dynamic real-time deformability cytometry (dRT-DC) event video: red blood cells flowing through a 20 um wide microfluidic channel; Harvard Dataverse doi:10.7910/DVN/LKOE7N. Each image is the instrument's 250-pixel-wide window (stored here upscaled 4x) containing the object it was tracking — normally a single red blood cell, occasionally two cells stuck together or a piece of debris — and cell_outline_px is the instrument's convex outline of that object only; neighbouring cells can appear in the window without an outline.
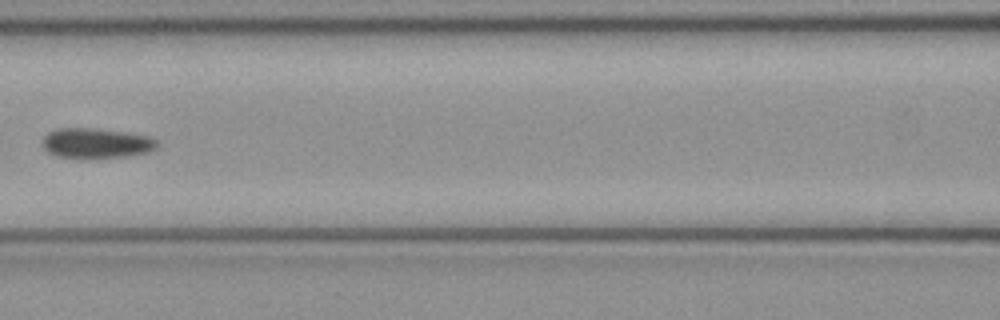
{"species": "common noctule bat (a hibernating species)", "species_latin": "Nyctalus noctula", "temperature_condition": "cold", "stored_images_in_passage": 7, "camera_frame_rate_fps": 3000, "um_per_image_px": 0.085, "animal": {"sex": "female", "body_mass_g": 21.9}, "frame": {"image": 1, "passage_image": 7, "time_ms": 2.0, "image_size_px": [1000, 320], "cell_outline_px": [[160, 148], [148, 152], [128, 156], [96, 160], [80, 160], [56, 156], [48, 152], [40, 144], [44, 136], [48, 132], [56, 128], [92, 128], [128, 132], [152, 136], [160, 140]], "centroid_in_image_um": [8.22, 12.2], "position_along_channel_um": 158.4, "area_um2": 21.39}}